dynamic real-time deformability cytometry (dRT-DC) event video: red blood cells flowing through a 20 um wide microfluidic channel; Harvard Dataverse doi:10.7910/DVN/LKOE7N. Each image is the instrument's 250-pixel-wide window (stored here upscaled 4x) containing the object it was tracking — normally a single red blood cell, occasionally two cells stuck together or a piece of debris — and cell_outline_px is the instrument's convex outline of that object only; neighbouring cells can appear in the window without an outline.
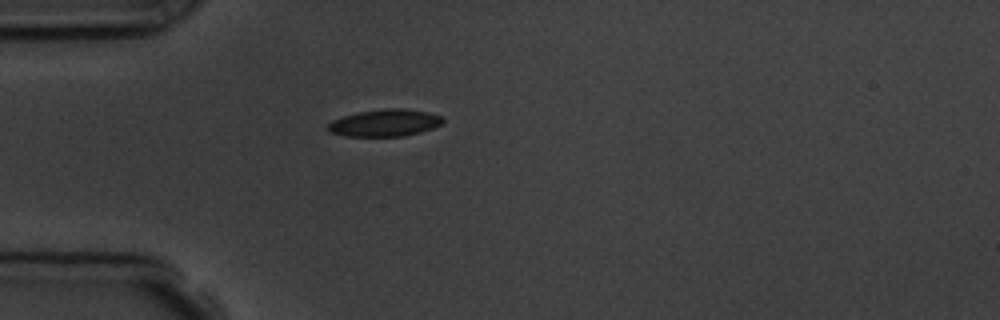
{"species": "common noctule bat (a hibernating species)", "species_latin": "Nyctalus noctula", "temperature_condition": "room temperature", "stored_images_in_passage": 1, "camera_frame_rate_fps": 3000, "um_per_image_px": 0.085, "animal": {"sex": "male", "body_mass_g": 19.5, "forearm_length_mm": 54.6}, "frame": {"image": 1, "passage_image": 1, "time_ms": 0.0, "image_size_px": [1000, 320], "cell_outline_px": [[444, 120], [440, 124], [432, 128], [420, 132], [404, 136], [344, 136], [328, 132], [328, 124], [332, 120], [356, 112], [384, 108], [404, 108], [428, 112], [440, 116]], "centroid_in_image_um": [32.68, 10.44], "position_along_channel_um": 52.3, "area_um2": 18.15}}